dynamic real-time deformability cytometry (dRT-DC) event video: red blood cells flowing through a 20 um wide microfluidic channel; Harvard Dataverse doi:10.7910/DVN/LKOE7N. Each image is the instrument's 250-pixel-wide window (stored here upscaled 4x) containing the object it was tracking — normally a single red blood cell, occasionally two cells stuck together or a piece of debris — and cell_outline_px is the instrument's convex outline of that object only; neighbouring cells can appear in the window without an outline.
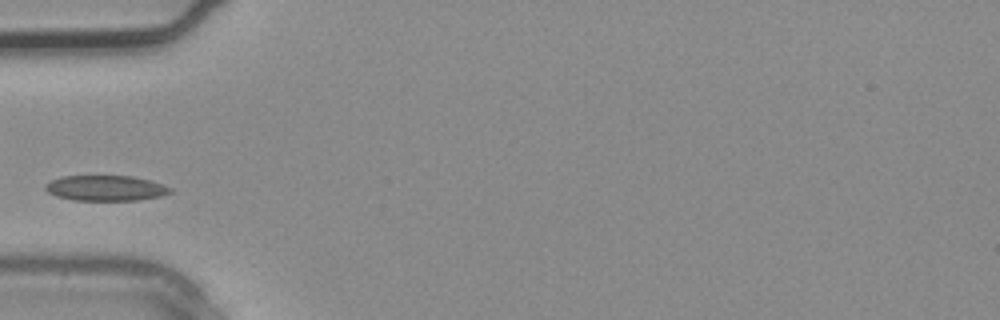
{"species": "common noctule bat (a hibernating species)", "species_latin": "Nyctalus noctula", "temperature_condition": "warm", "stored_images_in_passage": 3, "camera_frame_rate_fps": 3000, "um_per_image_px": 0.085, "animal": {"sex": "male", "body_mass_g": 20.4}, "frame": {"image": 1, "passage_image": 3, "time_ms": 0.667, "image_size_px": [1000, 320], "cell_outline_px": [[172, 192], [160, 196], [136, 200], [72, 200], [56, 196], [48, 192], [44, 188], [44, 184], [60, 176], [132, 176], [148, 180], [172, 188]], "centroid_in_image_um": [8.93, 15.99], "position_along_channel_um": 76.1, "area_um2": 18.38}}